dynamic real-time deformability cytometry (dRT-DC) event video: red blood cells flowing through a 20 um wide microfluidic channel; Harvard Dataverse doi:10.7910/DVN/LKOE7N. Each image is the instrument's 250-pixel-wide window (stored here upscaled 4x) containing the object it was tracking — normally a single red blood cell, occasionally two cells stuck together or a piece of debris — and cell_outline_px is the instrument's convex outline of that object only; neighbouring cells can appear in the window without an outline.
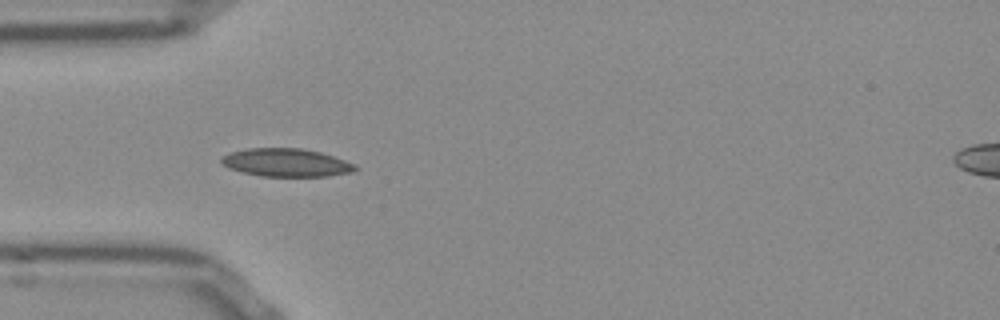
{"species": "Egyptian fruit bat (a non-hibernating species)", "species_latin": "Rousettus aegyptiacus", "temperature_condition": "room temperature", "stored_images_in_passage": 38, "camera_frame_rate_fps": 3000, "um_per_image_px": 0.085, "frame": {"image": 1, "passage_image": 1, "time_ms": 0.0, "image_size_px": [1000, 320], "cell_outline_px": [[360, 168], [352, 172], [328, 176], [260, 176], [228, 168], [220, 164], [220, 156], [228, 152], [248, 148], [300, 148], [320, 152], [356, 164]], "centroid_in_image_um": [24.29, 13.82], "position_along_channel_um": 60.7, "area_um2": 22.08}}
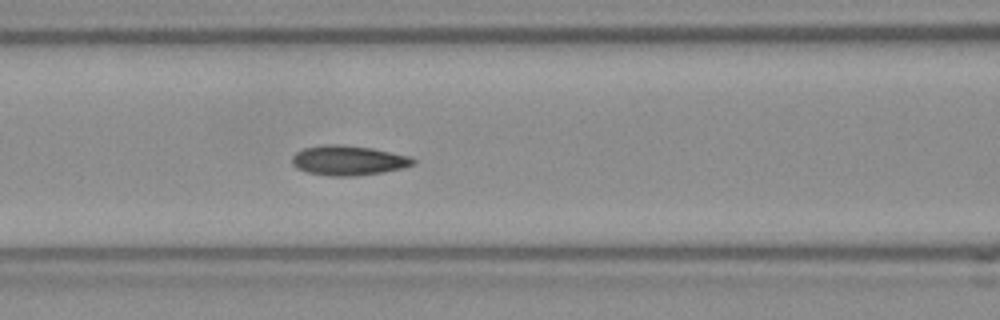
{"frame": {"image": 2, "passage_image": 7, "time_ms": 2.0, "image_size_px": [1000, 320], "cell_outline_px": [[416, 164], [404, 168], [356, 176], [328, 176], [308, 172], [296, 168], [292, 164], [292, 156], [296, 152], [304, 148], [332, 144], [340, 144], [372, 148], [408, 156], [416, 160]], "centroid_in_image_um": [29.61, 13.64], "position_along_channel_um": 137.0, "area_um2": 20.92}}
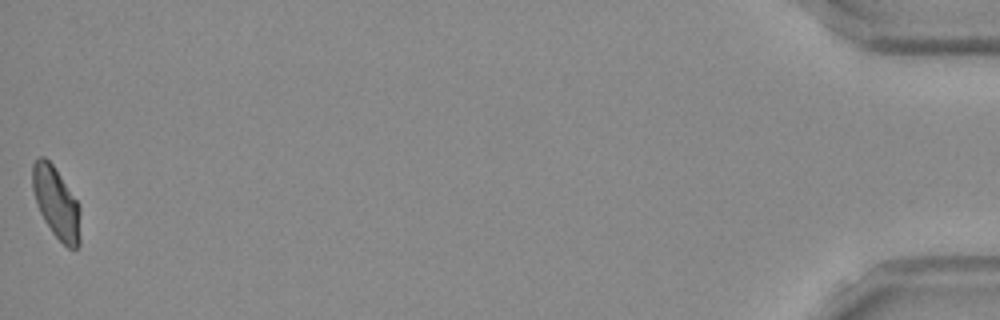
{"frame": {"image": 3, "passage_image": 38, "time_ms": 12.333, "image_size_px": [1000, 320], "cell_outline_px": [[80, 244], [76, 248], [68, 248], [52, 232], [44, 220], [36, 204], [32, 188], [32, 164], [40, 156], [44, 156], [52, 164], [76, 200], [80, 208]], "centroid_in_image_um": [4.77, 17.25], "position_along_channel_um": 430.4, "area_um2": 19.71}, "authors_computed_cell_mechanics": {"area_um2": 20.23, "velocity_mm_per_s": 3.8368, "shape_relaxation_time_tau1_ms": 6.847, "shape_relaxation_time_tau2_ms": 1.7389, "deformation_change_tau1": 0.1515, "deformation_change_tau2": 0.0584}}